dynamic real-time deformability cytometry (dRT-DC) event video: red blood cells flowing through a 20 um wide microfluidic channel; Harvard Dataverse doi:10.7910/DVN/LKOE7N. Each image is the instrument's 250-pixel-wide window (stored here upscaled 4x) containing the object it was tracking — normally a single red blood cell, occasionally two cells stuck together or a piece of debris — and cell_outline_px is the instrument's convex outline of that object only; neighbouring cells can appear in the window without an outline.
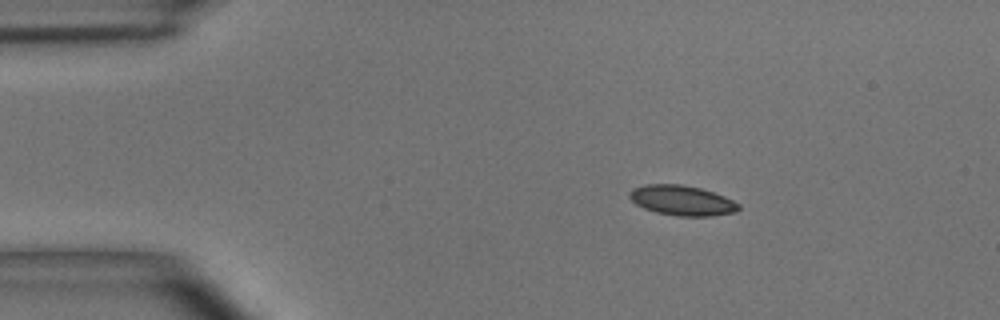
{"species": "common noctule bat (a hibernating species)", "species_latin": "Nyctalus noctula", "temperature_condition": "room temperature", "stored_images_in_passage": 42, "camera_frame_rate_fps": 3000, "um_per_image_px": 0.085, "animal": {"sex": "male", "body_mass_g": 15.6}, "frame": {"image": 1, "passage_image": 1, "time_ms": 0.0, "image_size_px": [1000, 320], "cell_outline_px": [[740, 208], [736, 212], [712, 216], [676, 216], [656, 212], [644, 208], [636, 204], [628, 196], [628, 192], [632, 188], [644, 184], [684, 184], [700, 188], [724, 196], [740, 204]], "centroid_in_image_um": [57.95, 17.03], "position_along_channel_um": 27.0, "area_um2": 19.25}}
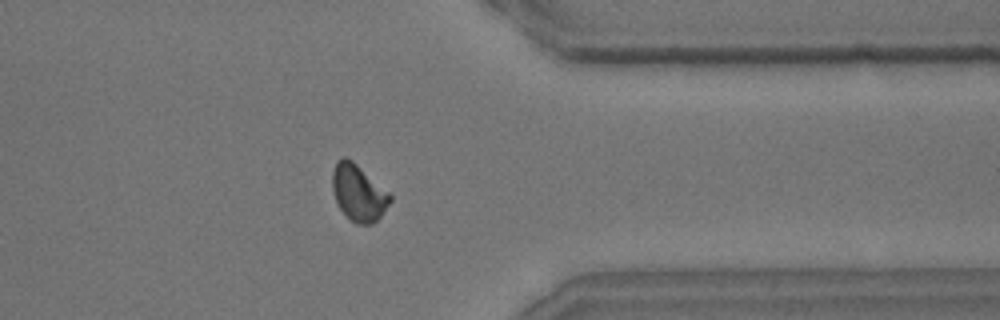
{"frame": {"image": 2, "passage_image": 32, "time_ms": 10.333, "image_size_px": [1000, 320], "cell_outline_px": [[392, 200], [380, 216], [372, 224], [356, 224], [340, 208], [336, 200], [332, 188], [332, 172], [336, 164], [344, 156], [352, 160], [388, 192], [392, 196]], "centroid_in_image_um": [30.47, 16.39], "position_along_channel_um": 380.9, "area_um2": 18.5}}
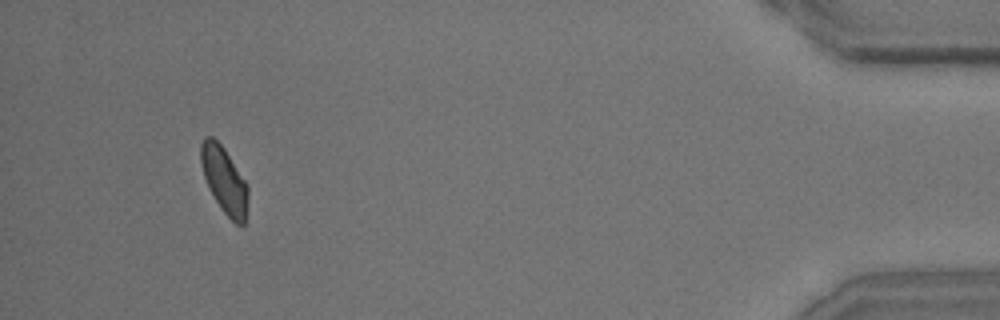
{"frame": {"image": 3, "passage_image": 39, "time_ms": 12.667, "image_size_px": [1000, 320], "cell_outline_px": [[248, 196], [244, 224], [236, 224], [220, 208], [204, 176], [200, 164], [200, 144], [204, 136], [212, 136], [224, 148], [248, 184]], "centroid_in_image_um": [19.05, 15.26], "position_along_channel_um": 416.1, "area_um2": 18.09}, "authors_computed_cell_mechanics": {"area_um2": 18.8428, "velocity_mm_per_s": 4.0602, "shape_relaxation_time_tau1_ms": 3.8848, "shape_relaxation_time_tau2_ms": 3.9993, "deformation_change_tau1": 0.0908, "deformation_change_tau2": 0.0622}}